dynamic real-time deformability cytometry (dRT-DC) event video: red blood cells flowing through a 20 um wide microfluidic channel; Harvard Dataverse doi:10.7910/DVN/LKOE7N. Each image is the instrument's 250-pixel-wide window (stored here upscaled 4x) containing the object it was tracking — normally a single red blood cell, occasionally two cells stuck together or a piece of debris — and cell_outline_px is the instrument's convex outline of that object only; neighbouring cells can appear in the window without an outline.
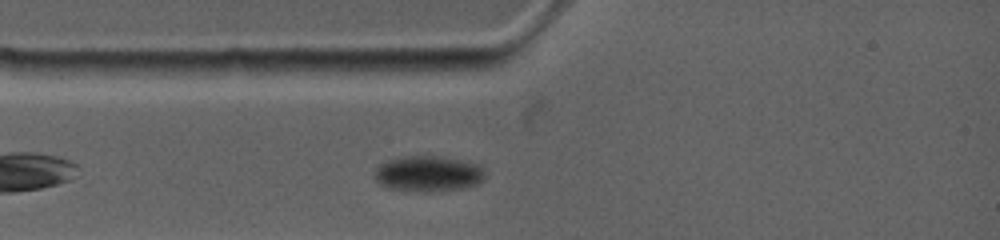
{"species": "common noctule bat (a hibernating species)", "species_latin": "Nyctalus noctula", "temperature_condition": "warm", "stored_images_in_passage": 50, "camera_frame_rate_fps": 4500, "um_per_image_px": 0.085, "animal": {"sex": "female", "body_mass_g": 19.0, "forearm_length_mm": 53.3}, "frame": {"image": 1, "passage_image": 5, "time_ms": 1.556, "image_size_px": [1000, 240], "cell_outline_px": [[484, 176], [476, 184], [460, 188], [392, 188], [380, 184], [376, 180], [376, 168], [388, 160], [404, 156], [440, 156], [460, 160], [476, 164], [484, 172]], "centroid_in_image_um": [36.38, 14.69], "position_along_channel_um": 48.6, "area_um2": 21.33}}
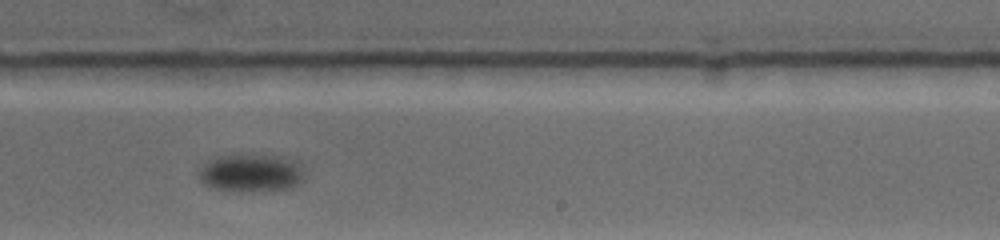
{"frame": {"image": 2, "passage_image": 22, "time_ms": 8.444, "image_size_px": [1000, 240], "cell_outline_px": [[304, 180], [300, 184], [292, 188], [264, 192], [236, 192], [212, 188], [204, 184], [200, 180], [196, 172], [196, 168], [208, 160], [220, 156], [284, 156], [296, 160], [300, 168]], "centroid_in_image_um": [21.3, 14.75], "position_along_channel_um": 267.7, "area_um2": 23.81}}
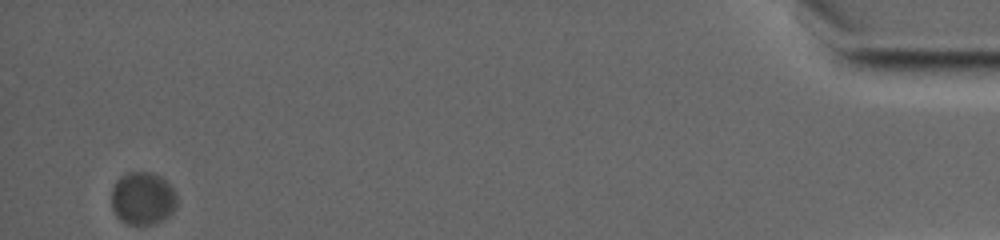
{"frame": {"image": 3, "passage_image": 49, "time_ms": 17.778, "image_size_px": [1000, 240], "cell_outline_px": [[176, 208], [164, 220], [156, 224], [128, 224], [120, 220], [116, 216], [112, 208], [112, 188], [116, 180], [120, 176], [128, 172], [152, 172], [160, 176], [176, 192]], "centroid_in_image_um": [12.12, 16.87], "position_along_channel_um": 423.1, "area_um2": 20.29}}